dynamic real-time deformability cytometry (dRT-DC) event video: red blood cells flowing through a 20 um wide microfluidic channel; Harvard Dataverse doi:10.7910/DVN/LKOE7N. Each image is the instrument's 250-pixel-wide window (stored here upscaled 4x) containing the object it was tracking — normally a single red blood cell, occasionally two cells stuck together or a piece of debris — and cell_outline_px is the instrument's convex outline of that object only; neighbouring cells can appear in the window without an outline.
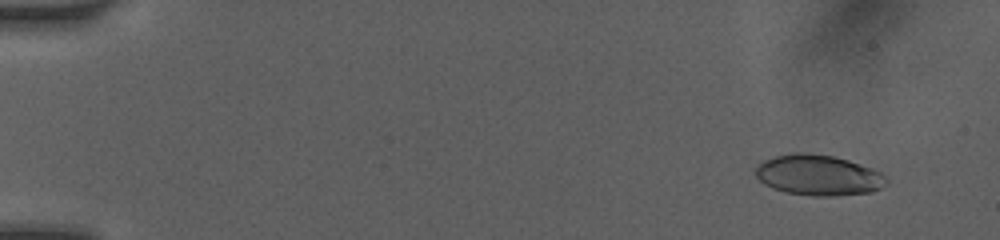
{"species": "human", "species_latin": "Homo sapiens", "temperature_condition": "room temperature", "stored_images_in_passage": 7, "camera_frame_rate_fps": 3000, "um_per_image_px": 0.085, "donor": {"sex": "female"}, "frame": {"image": 1, "passage_image": 2, "time_ms": 0.667, "image_size_px": [1000, 240], "cell_outline_px": [[888, 184], [872, 192], [832, 196], [812, 196], [784, 192], [772, 188], [764, 184], [756, 176], [756, 164], [772, 156], [792, 152], [804, 152], [832, 156], [848, 160], [872, 168], [888, 176]], "centroid_in_image_um": [69.56, 14.88], "position_along_channel_um": 15.4, "area_um2": 31.33}}